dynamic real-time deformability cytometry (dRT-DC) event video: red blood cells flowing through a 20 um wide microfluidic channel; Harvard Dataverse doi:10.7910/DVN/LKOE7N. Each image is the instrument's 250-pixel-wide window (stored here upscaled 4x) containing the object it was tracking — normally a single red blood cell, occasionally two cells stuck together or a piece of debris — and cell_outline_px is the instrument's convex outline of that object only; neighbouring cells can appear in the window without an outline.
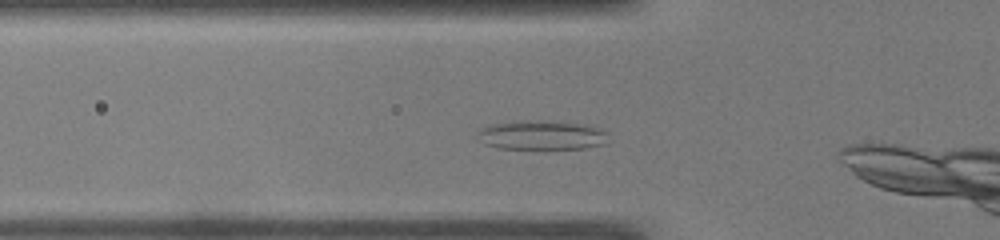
{"species": "common noctule bat (a hibernating species)", "species_latin": "Nyctalus noctula", "temperature_condition": "warm", "stored_images_in_passage": 16, "camera_frame_rate_fps": 3000, "um_per_image_px": 0.085, "animal": {"sex": "male", "body_mass_g": 19.0, "forearm_length_mm": 50.8}, "frame": {"image": 1, "passage_image": 5, "time_ms": 1.333, "image_size_px": [1000, 240], "cell_outline_px": [[608, 132], [604, 144], [584, 148], [496, 148], [484, 144], [476, 132], [480, 128], [488, 124], [544, 120], [552, 120], [584, 124]], "centroid_in_image_um": [46.02, 11.48], "position_along_channel_um": 79.8, "area_um2": 22.08}}
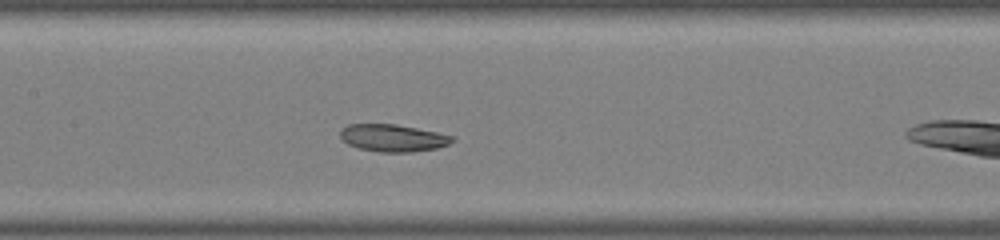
{"frame": {"image": 2, "passage_image": 12, "time_ms": 3.667, "image_size_px": [1000, 240], "cell_outline_px": [[456, 140], [448, 144], [436, 148], [412, 152], [380, 152], [360, 148], [348, 144], [340, 136], [340, 132], [348, 124], [396, 124], [436, 132], [452, 136]], "centroid_in_image_um": [33.41, 11.72], "position_along_channel_um": 174.0, "area_um2": 17.57}}